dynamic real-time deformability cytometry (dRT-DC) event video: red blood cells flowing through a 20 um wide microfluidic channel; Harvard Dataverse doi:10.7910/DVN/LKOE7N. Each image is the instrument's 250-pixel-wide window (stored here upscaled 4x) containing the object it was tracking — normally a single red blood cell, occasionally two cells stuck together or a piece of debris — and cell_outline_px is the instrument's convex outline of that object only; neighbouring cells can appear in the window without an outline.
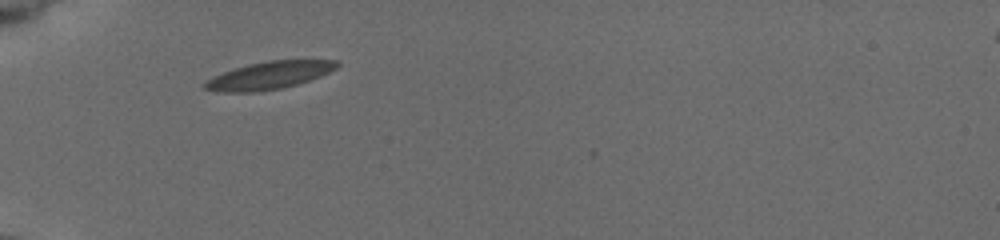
{"species": "common noctule bat (a hibernating species)", "species_latin": "Nyctalus noctula", "temperature_condition": "cold", "stored_images_in_passage": 5, "camera_frame_rate_fps": 3000, "um_per_image_px": 0.085, "animal": {"sex": "female", "body_mass_g": 19.5, "forearm_length_mm": 54.1}, "frame": {"image": 1, "passage_image": 1, "time_ms": 0.0, "image_size_px": [1000, 240], "cell_outline_px": [[340, 64], [336, 68], [320, 76], [296, 84], [280, 88], [252, 92], [224, 92], [204, 88], [200, 84], [224, 72], [248, 64], [268, 60], [336, 60]], "centroid_in_image_um": [22.88, 6.4], "position_along_channel_um": 62.1, "area_um2": 20.81}}
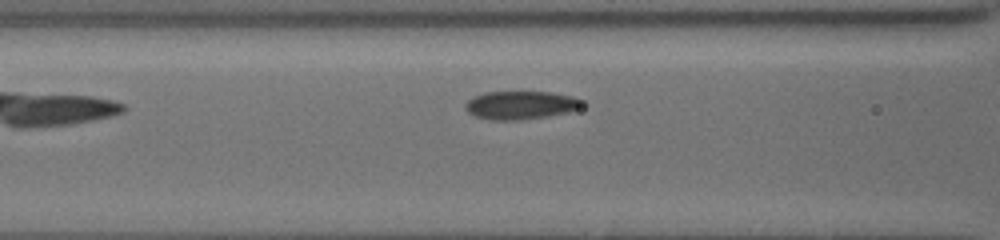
{"frame": {"image": 2, "passage_image": 3, "time_ms": 0.667, "image_size_px": [1000, 240], "cell_outline_px": [[584, 104], [580, 108], [568, 112], [544, 116], [516, 120], [492, 120], [476, 116], [468, 112], [464, 104], [472, 96], [484, 92], [552, 92], [572, 96], [584, 100]], "centroid_in_image_um": [44.26, 8.92], "position_along_channel_um": 122.3, "area_um2": 19.19}}